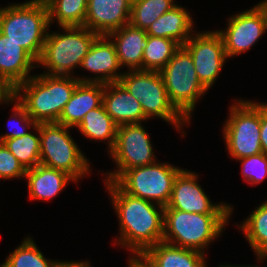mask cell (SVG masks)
Returning <instances> with one entry per match:
<instances>
[{"instance_id":"6da1fadb","label":"cell","mask_w":267,"mask_h":267,"mask_svg":"<svg viewBox=\"0 0 267 267\" xmlns=\"http://www.w3.org/2000/svg\"><path fill=\"white\" fill-rule=\"evenodd\" d=\"M103 182L118 219L119 233L113 244L129 251L130 256H141L149 247L162 242L164 207L125 193L113 181Z\"/></svg>"},{"instance_id":"7a4b0ae2","label":"cell","mask_w":267,"mask_h":267,"mask_svg":"<svg viewBox=\"0 0 267 267\" xmlns=\"http://www.w3.org/2000/svg\"><path fill=\"white\" fill-rule=\"evenodd\" d=\"M79 83L75 76L36 73L19 84L13 95L37 124L57 122Z\"/></svg>"},{"instance_id":"3957f363","label":"cell","mask_w":267,"mask_h":267,"mask_svg":"<svg viewBox=\"0 0 267 267\" xmlns=\"http://www.w3.org/2000/svg\"><path fill=\"white\" fill-rule=\"evenodd\" d=\"M49 26L44 0H26L0 7V32L22 46L36 61L41 57Z\"/></svg>"},{"instance_id":"277c9868","label":"cell","mask_w":267,"mask_h":267,"mask_svg":"<svg viewBox=\"0 0 267 267\" xmlns=\"http://www.w3.org/2000/svg\"><path fill=\"white\" fill-rule=\"evenodd\" d=\"M231 217L232 214H200L164 209L162 241L206 254L209 245L222 237Z\"/></svg>"},{"instance_id":"5b68a950","label":"cell","mask_w":267,"mask_h":267,"mask_svg":"<svg viewBox=\"0 0 267 267\" xmlns=\"http://www.w3.org/2000/svg\"><path fill=\"white\" fill-rule=\"evenodd\" d=\"M60 29H48L37 68L44 67L43 74L76 76L74 71L99 35L83 26Z\"/></svg>"},{"instance_id":"8992f818","label":"cell","mask_w":267,"mask_h":267,"mask_svg":"<svg viewBox=\"0 0 267 267\" xmlns=\"http://www.w3.org/2000/svg\"><path fill=\"white\" fill-rule=\"evenodd\" d=\"M119 82L140 102L148 120L161 119L186 136L184 127L191 122L170 102L159 71L125 70Z\"/></svg>"},{"instance_id":"52a82bcc","label":"cell","mask_w":267,"mask_h":267,"mask_svg":"<svg viewBox=\"0 0 267 267\" xmlns=\"http://www.w3.org/2000/svg\"><path fill=\"white\" fill-rule=\"evenodd\" d=\"M71 129L57 122L39 123L40 164L64 171L79 183L91 174L92 168L72 138Z\"/></svg>"},{"instance_id":"ba28073f","label":"cell","mask_w":267,"mask_h":267,"mask_svg":"<svg viewBox=\"0 0 267 267\" xmlns=\"http://www.w3.org/2000/svg\"><path fill=\"white\" fill-rule=\"evenodd\" d=\"M233 101L228 107L221 135L230 159L238 160L262 152L261 102L243 98Z\"/></svg>"},{"instance_id":"9c48e42d","label":"cell","mask_w":267,"mask_h":267,"mask_svg":"<svg viewBox=\"0 0 267 267\" xmlns=\"http://www.w3.org/2000/svg\"><path fill=\"white\" fill-rule=\"evenodd\" d=\"M159 73L170 102L189 122H192L196 104L203 99L208 90L198 80L189 51L180 46Z\"/></svg>"},{"instance_id":"30bf717a","label":"cell","mask_w":267,"mask_h":267,"mask_svg":"<svg viewBox=\"0 0 267 267\" xmlns=\"http://www.w3.org/2000/svg\"><path fill=\"white\" fill-rule=\"evenodd\" d=\"M183 168L160 160L126 170L115 183L127 194L163 207L169 202L173 183Z\"/></svg>"},{"instance_id":"8fae6325","label":"cell","mask_w":267,"mask_h":267,"mask_svg":"<svg viewBox=\"0 0 267 267\" xmlns=\"http://www.w3.org/2000/svg\"><path fill=\"white\" fill-rule=\"evenodd\" d=\"M147 131L142 123L117 127L114 146L108 153L116 169L103 172V181L115 182L126 170L150 165L159 160L154 153L150 133Z\"/></svg>"},{"instance_id":"7c38bea8","label":"cell","mask_w":267,"mask_h":267,"mask_svg":"<svg viewBox=\"0 0 267 267\" xmlns=\"http://www.w3.org/2000/svg\"><path fill=\"white\" fill-rule=\"evenodd\" d=\"M183 46L191 54L198 80L209 91L228 61L221 35L216 29L195 31Z\"/></svg>"},{"instance_id":"4fadbf2b","label":"cell","mask_w":267,"mask_h":267,"mask_svg":"<svg viewBox=\"0 0 267 267\" xmlns=\"http://www.w3.org/2000/svg\"><path fill=\"white\" fill-rule=\"evenodd\" d=\"M199 174L182 169L176 176L169 202L164 209H176L200 214H232L234 206L226 202H212L200 185Z\"/></svg>"},{"instance_id":"5bb4252c","label":"cell","mask_w":267,"mask_h":267,"mask_svg":"<svg viewBox=\"0 0 267 267\" xmlns=\"http://www.w3.org/2000/svg\"><path fill=\"white\" fill-rule=\"evenodd\" d=\"M227 19L226 27L216 31L222 37L228 59L247 53L267 33V22L256 5Z\"/></svg>"},{"instance_id":"9a60e30c","label":"cell","mask_w":267,"mask_h":267,"mask_svg":"<svg viewBox=\"0 0 267 267\" xmlns=\"http://www.w3.org/2000/svg\"><path fill=\"white\" fill-rule=\"evenodd\" d=\"M79 69L93 74V76H82L83 74L75 76L80 82L104 84L119 82L124 72L120 67L115 46L106 35H99L94 40Z\"/></svg>"},{"instance_id":"2e32d148","label":"cell","mask_w":267,"mask_h":267,"mask_svg":"<svg viewBox=\"0 0 267 267\" xmlns=\"http://www.w3.org/2000/svg\"><path fill=\"white\" fill-rule=\"evenodd\" d=\"M131 5L130 0H88L83 27L107 35L130 23Z\"/></svg>"},{"instance_id":"e0dca14e","label":"cell","mask_w":267,"mask_h":267,"mask_svg":"<svg viewBox=\"0 0 267 267\" xmlns=\"http://www.w3.org/2000/svg\"><path fill=\"white\" fill-rule=\"evenodd\" d=\"M34 68L37 69V61L22 46L0 32V78L14 90L35 75L30 73Z\"/></svg>"},{"instance_id":"ac0fdd59","label":"cell","mask_w":267,"mask_h":267,"mask_svg":"<svg viewBox=\"0 0 267 267\" xmlns=\"http://www.w3.org/2000/svg\"><path fill=\"white\" fill-rule=\"evenodd\" d=\"M103 105L117 126L148 120L140 102L120 82L104 84Z\"/></svg>"},{"instance_id":"d6986e66","label":"cell","mask_w":267,"mask_h":267,"mask_svg":"<svg viewBox=\"0 0 267 267\" xmlns=\"http://www.w3.org/2000/svg\"><path fill=\"white\" fill-rule=\"evenodd\" d=\"M24 179L27 181L28 198L31 201H50L58 197L70 182L77 184L66 172L41 164L26 170Z\"/></svg>"},{"instance_id":"ffe728a7","label":"cell","mask_w":267,"mask_h":267,"mask_svg":"<svg viewBox=\"0 0 267 267\" xmlns=\"http://www.w3.org/2000/svg\"><path fill=\"white\" fill-rule=\"evenodd\" d=\"M114 44L120 67L142 70L143 50L147 46V33L130 23L106 35Z\"/></svg>"},{"instance_id":"44dd1931","label":"cell","mask_w":267,"mask_h":267,"mask_svg":"<svg viewBox=\"0 0 267 267\" xmlns=\"http://www.w3.org/2000/svg\"><path fill=\"white\" fill-rule=\"evenodd\" d=\"M104 83L80 82L63 108L57 121L76 128L88 111L103 104Z\"/></svg>"},{"instance_id":"7402d4cb","label":"cell","mask_w":267,"mask_h":267,"mask_svg":"<svg viewBox=\"0 0 267 267\" xmlns=\"http://www.w3.org/2000/svg\"><path fill=\"white\" fill-rule=\"evenodd\" d=\"M150 267H208L207 254L159 242L140 256Z\"/></svg>"},{"instance_id":"603a6c76","label":"cell","mask_w":267,"mask_h":267,"mask_svg":"<svg viewBox=\"0 0 267 267\" xmlns=\"http://www.w3.org/2000/svg\"><path fill=\"white\" fill-rule=\"evenodd\" d=\"M190 11L177 4L157 18L146 30L147 35L169 38L183 46L196 31Z\"/></svg>"},{"instance_id":"cb8c5ba5","label":"cell","mask_w":267,"mask_h":267,"mask_svg":"<svg viewBox=\"0 0 267 267\" xmlns=\"http://www.w3.org/2000/svg\"><path fill=\"white\" fill-rule=\"evenodd\" d=\"M117 127L102 104L88 111L76 128L82 134L81 136H84V138L90 141H104L107 152L109 153L116 140Z\"/></svg>"},{"instance_id":"d4e9b609","label":"cell","mask_w":267,"mask_h":267,"mask_svg":"<svg viewBox=\"0 0 267 267\" xmlns=\"http://www.w3.org/2000/svg\"><path fill=\"white\" fill-rule=\"evenodd\" d=\"M242 222L236 224L255 256L267 252V200L255 207Z\"/></svg>"},{"instance_id":"484cf974","label":"cell","mask_w":267,"mask_h":267,"mask_svg":"<svg viewBox=\"0 0 267 267\" xmlns=\"http://www.w3.org/2000/svg\"><path fill=\"white\" fill-rule=\"evenodd\" d=\"M48 7L49 26H84L88 0H44Z\"/></svg>"},{"instance_id":"4316f807","label":"cell","mask_w":267,"mask_h":267,"mask_svg":"<svg viewBox=\"0 0 267 267\" xmlns=\"http://www.w3.org/2000/svg\"><path fill=\"white\" fill-rule=\"evenodd\" d=\"M33 237L26 236L15 250L10 252L0 267H58L61 260L45 258Z\"/></svg>"},{"instance_id":"83f0119b","label":"cell","mask_w":267,"mask_h":267,"mask_svg":"<svg viewBox=\"0 0 267 267\" xmlns=\"http://www.w3.org/2000/svg\"><path fill=\"white\" fill-rule=\"evenodd\" d=\"M3 143L25 170L32 169L40 164L39 123L28 134L7 139Z\"/></svg>"},{"instance_id":"f1b7e54d","label":"cell","mask_w":267,"mask_h":267,"mask_svg":"<svg viewBox=\"0 0 267 267\" xmlns=\"http://www.w3.org/2000/svg\"><path fill=\"white\" fill-rule=\"evenodd\" d=\"M180 46L175 40L148 35L147 46L143 50L142 70L160 71Z\"/></svg>"},{"instance_id":"f546056e","label":"cell","mask_w":267,"mask_h":267,"mask_svg":"<svg viewBox=\"0 0 267 267\" xmlns=\"http://www.w3.org/2000/svg\"><path fill=\"white\" fill-rule=\"evenodd\" d=\"M176 0H137L131 5L130 24L147 30L165 12L178 4Z\"/></svg>"},{"instance_id":"4dcf8cb0","label":"cell","mask_w":267,"mask_h":267,"mask_svg":"<svg viewBox=\"0 0 267 267\" xmlns=\"http://www.w3.org/2000/svg\"><path fill=\"white\" fill-rule=\"evenodd\" d=\"M5 105H13L11 116L8 119V128L10 131L0 135V142L7 139L24 136L37 126V123L30 117L24 106L13 95ZM31 129V130H30Z\"/></svg>"},{"instance_id":"1f68e13d","label":"cell","mask_w":267,"mask_h":267,"mask_svg":"<svg viewBox=\"0 0 267 267\" xmlns=\"http://www.w3.org/2000/svg\"><path fill=\"white\" fill-rule=\"evenodd\" d=\"M241 163V176L250 186H257L267 177V155L263 152L236 160Z\"/></svg>"},{"instance_id":"d6a6232c","label":"cell","mask_w":267,"mask_h":267,"mask_svg":"<svg viewBox=\"0 0 267 267\" xmlns=\"http://www.w3.org/2000/svg\"><path fill=\"white\" fill-rule=\"evenodd\" d=\"M26 170L16 157L0 142V180L25 178Z\"/></svg>"},{"instance_id":"836d02e7","label":"cell","mask_w":267,"mask_h":267,"mask_svg":"<svg viewBox=\"0 0 267 267\" xmlns=\"http://www.w3.org/2000/svg\"><path fill=\"white\" fill-rule=\"evenodd\" d=\"M260 141L262 152L267 155V102H261Z\"/></svg>"},{"instance_id":"e575fe53","label":"cell","mask_w":267,"mask_h":267,"mask_svg":"<svg viewBox=\"0 0 267 267\" xmlns=\"http://www.w3.org/2000/svg\"><path fill=\"white\" fill-rule=\"evenodd\" d=\"M13 96V89H11L1 78H0V106L5 104Z\"/></svg>"},{"instance_id":"d590c367","label":"cell","mask_w":267,"mask_h":267,"mask_svg":"<svg viewBox=\"0 0 267 267\" xmlns=\"http://www.w3.org/2000/svg\"><path fill=\"white\" fill-rule=\"evenodd\" d=\"M58 267H92V264L88 260L80 261H61Z\"/></svg>"},{"instance_id":"8d00e7d4","label":"cell","mask_w":267,"mask_h":267,"mask_svg":"<svg viewBox=\"0 0 267 267\" xmlns=\"http://www.w3.org/2000/svg\"><path fill=\"white\" fill-rule=\"evenodd\" d=\"M127 267H150L140 256H129Z\"/></svg>"},{"instance_id":"74e56055","label":"cell","mask_w":267,"mask_h":267,"mask_svg":"<svg viewBox=\"0 0 267 267\" xmlns=\"http://www.w3.org/2000/svg\"><path fill=\"white\" fill-rule=\"evenodd\" d=\"M255 258H256V260H258L257 262H258V265H239V264H227V263H225V264H220V265H218V267H265V266H262L261 264H263V263H265L264 261H266L267 259L266 258H264L263 256H260V255H258V256H255ZM259 263H261V264H259Z\"/></svg>"},{"instance_id":"f35d334b","label":"cell","mask_w":267,"mask_h":267,"mask_svg":"<svg viewBox=\"0 0 267 267\" xmlns=\"http://www.w3.org/2000/svg\"><path fill=\"white\" fill-rule=\"evenodd\" d=\"M256 6L262 11L265 20L267 22V0L259 1V3H257Z\"/></svg>"},{"instance_id":"ab89813d","label":"cell","mask_w":267,"mask_h":267,"mask_svg":"<svg viewBox=\"0 0 267 267\" xmlns=\"http://www.w3.org/2000/svg\"><path fill=\"white\" fill-rule=\"evenodd\" d=\"M263 257L267 259V252L263 254Z\"/></svg>"}]
</instances>
